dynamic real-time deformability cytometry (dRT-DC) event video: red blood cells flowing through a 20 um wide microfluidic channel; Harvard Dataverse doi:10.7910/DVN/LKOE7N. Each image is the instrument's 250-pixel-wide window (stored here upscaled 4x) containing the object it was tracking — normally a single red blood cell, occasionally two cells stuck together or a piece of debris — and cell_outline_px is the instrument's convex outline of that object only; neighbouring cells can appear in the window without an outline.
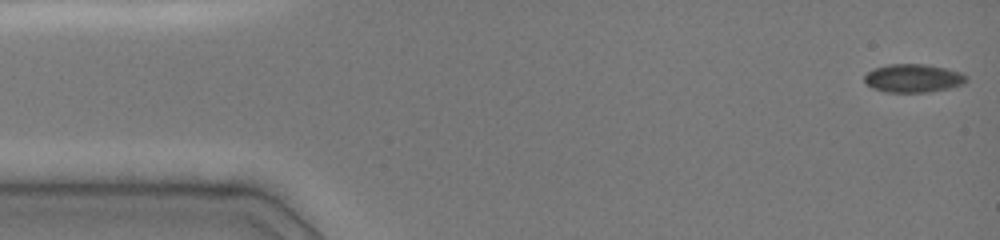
{"species": "common noctule bat (a hibernating species)", "species_latin": "Nyctalus noctula", "temperature_condition": "cold", "stored_images_in_passage": 11, "camera_frame_rate_fps": 3000, "um_per_image_px": 0.085, "animal": {"sex": "female", "body_mass_g": 19.0, "forearm_length_mm": 51.5}, "frame": {"image": 1, "passage_image": 1, "time_ms": 0.0, "image_size_px": [1000, 240], "cell_outline_px": [[968, 80], [964, 84], [948, 88], [928, 92], [884, 92], [872, 88], [864, 80], [864, 76], [872, 68], [888, 64], [924, 64], [944, 68], [960, 72], [968, 76]], "centroid_in_image_um": [77.61, 6.65], "position_along_channel_um": 7.4, "area_um2": 16.88}}
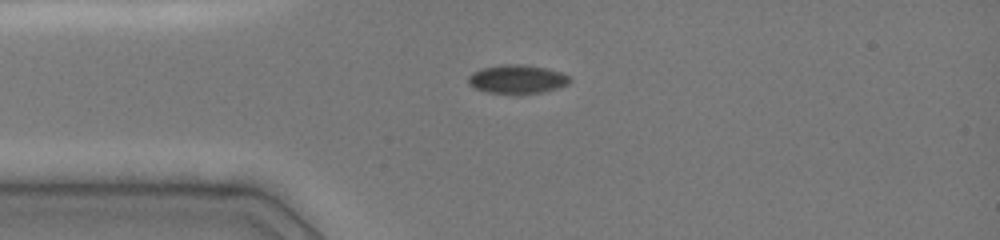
{"frame": {"image": 2, "passage_image": 10, "time_ms": 3.333, "image_size_px": [1000, 240], "cell_outline_px": [[572, 80], [568, 84], [544, 92], [488, 92], [476, 88], [468, 84], [468, 76], [472, 72], [484, 68], [504, 64], [520, 64], [544, 68], [560, 72], [568, 76]], "centroid_in_image_um": [43.95, 6.71], "position_along_channel_um": 41.0, "area_um2": 16.42}}